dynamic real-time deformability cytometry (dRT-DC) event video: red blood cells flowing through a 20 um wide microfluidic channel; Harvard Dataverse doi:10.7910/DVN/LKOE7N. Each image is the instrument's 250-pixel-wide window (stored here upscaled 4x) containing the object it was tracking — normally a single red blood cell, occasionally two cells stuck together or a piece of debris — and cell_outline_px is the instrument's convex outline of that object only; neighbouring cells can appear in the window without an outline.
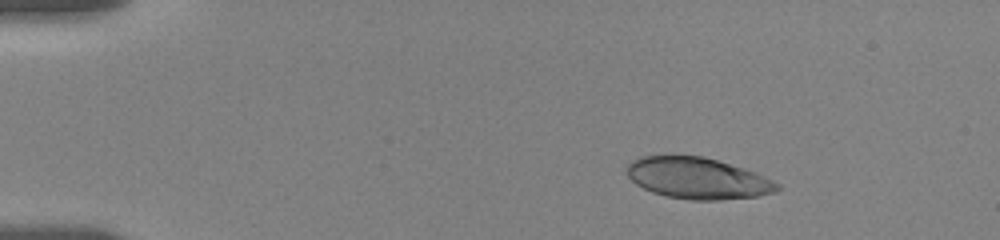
{"species": "human", "species_latin": "Homo sapiens", "temperature_condition": "room temperature", "stored_images_in_passage": 50, "camera_frame_rate_fps": 3000, "um_per_image_px": 0.085, "donor": {"sex": "female"}, "frame": {"image": 1, "passage_image": 1, "time_ms": 0.0, "image_size_px": [1000, 240], "cell_outline_px": [[780, 188], [776, 192], [756, 196], [720, 200], [692, 200], [664, 196], [652, 192], [636, 184], [628, 176], [628, 164], [632, 160], [640, 156], [704, 156], [744, 168], [772, 180], [780, 184]], "centroid_in_image_um": [59.3, 15.16], "position_along_channel_um": 25.7, "area_um2": 36.01}}
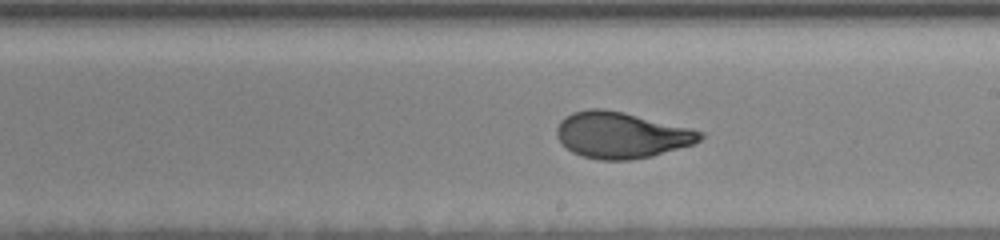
{"frame": {"image": 2, "passage_image": 26, "time_ms": 8.333, "image_size_px": [1000, 240], "cell_outline_px": [[704, 136], [700, 140], [692, 144], [652, 156], [628, 160], [600, 160], [584, 156], [572, 152], [560, 144], [556, 136], [556, 128], [560, 120], [572, 112], [588, 108], [604, 108], [624, 112], [692, 128], [704, 132]], "centroid_in_image_um": [52.78, 11.47], "position_along_channel_um": 236.2, "area_um2": 38.84}}
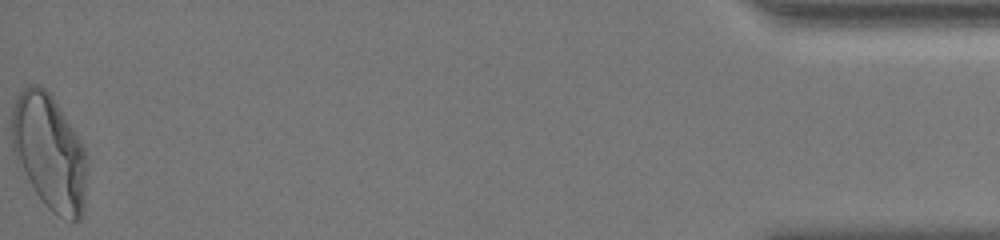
{"frame": {"image": 3, "passage_image": 50, "time_ms": 16.333, "image_size_px": [1000, 240], "cell_outline_px": [[84, 212], [80, 220], [72, 220], [60, 216], [52, 212], [44, 204], [16, 164], [12, 148], [12, 108], [20, 92], [28, 84], [40, 84], [52, 96], [84, 144]], "centroid_in_image_um": [4.15, 12.91], "position_along_channel_um": 431.0, "area_um2": 50.29}, "authors_computed_cell_mechanics": {"area_um2": 38.2925, "velocity_mm_per_s": 3.5083, "shape_relaxation_time_tau1_ms": 5.7323, "shape_relaxation_time_tau2_ms": null, "deformation_change_tau1": 0.1915, "deformation_change_tau2": null}}